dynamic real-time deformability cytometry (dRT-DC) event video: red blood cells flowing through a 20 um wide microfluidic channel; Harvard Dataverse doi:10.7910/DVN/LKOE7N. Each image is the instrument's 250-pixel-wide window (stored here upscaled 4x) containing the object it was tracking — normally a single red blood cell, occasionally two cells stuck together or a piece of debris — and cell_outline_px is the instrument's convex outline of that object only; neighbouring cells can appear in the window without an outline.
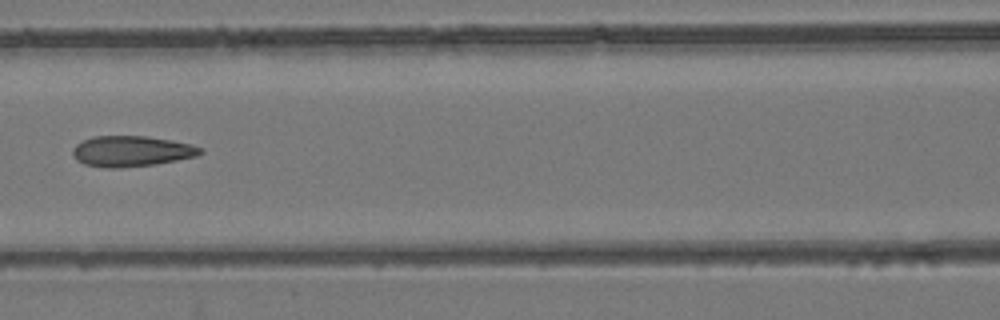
{"species": "common noctule bat (a hibernating species)", "species_latin": "Nyctalus noctula", "temperature_condition": "room temperature", "stored_images_in_passage": 6, "camera_frame_rate_fps": 3000, "um_per_image_px": 0.085, "animal": {"sex": "female", "body_mass_g": 24.6, "forearm_length_mm": 56.2}, "frame": {"image": 1, "passage_image": 6, "time_ms": 5.667, "image_size_px": [1000, 320], "cell_outline_px": [[204, 152], [196, 156], [156, 164], [120, 168], [104, 168], [84, 164], [76, 160], [72, 152], [72, 148], [76, 144], [92, 136], [148, 136], [172, 140], [192, 144], [204, 148]], "centroid_in_image_um": [11.18, 12.85], "position_along_channel_um": 155.4, "area_um2": 23.06}}